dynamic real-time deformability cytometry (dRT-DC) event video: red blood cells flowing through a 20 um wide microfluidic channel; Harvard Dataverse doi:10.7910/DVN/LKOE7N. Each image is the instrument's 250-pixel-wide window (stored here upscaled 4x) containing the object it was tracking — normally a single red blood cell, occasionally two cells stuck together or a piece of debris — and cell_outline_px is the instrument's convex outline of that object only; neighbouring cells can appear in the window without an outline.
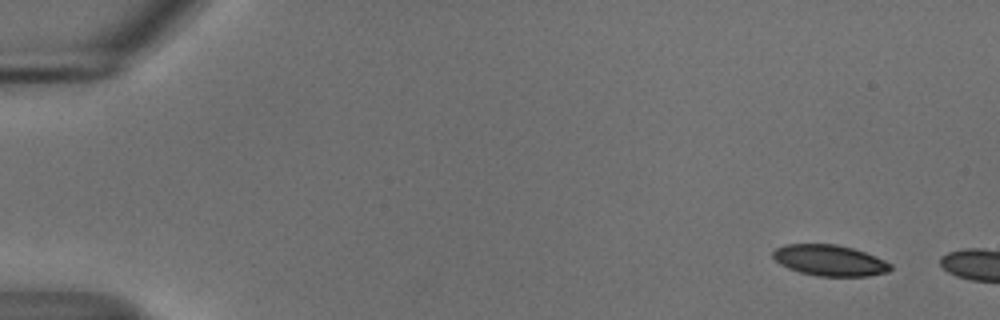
{"species": "common noctule bat (a hibernating species)", "species_latin": "Nyctalus noctula", "temperature_condition": "cold", "stored_images_in_passage": 5, "camera_frame_rate_fps": 3000, "um_per_image_px": 0.085, "animal": {"sex": "male", "body_mass_g": 18.8}, "frame": {"image": 1, "passage_image": 1, "time_ms": 0.0, "image_size_px": [1000, 320], "cell_outline_px": [[892, 268], [888, 272], [868, 276], [816, 276], [800, 272], [788, 268], [780, 264], [772, 256], [772, 252], [776, 248], [784, 244], [836, 244], [852, 248], [876, 256], [892, 264]], "centroid_in_image_um": [70.52, 22.13], "position_along_channel_um": 14.5, "area_um2": 21.27}}